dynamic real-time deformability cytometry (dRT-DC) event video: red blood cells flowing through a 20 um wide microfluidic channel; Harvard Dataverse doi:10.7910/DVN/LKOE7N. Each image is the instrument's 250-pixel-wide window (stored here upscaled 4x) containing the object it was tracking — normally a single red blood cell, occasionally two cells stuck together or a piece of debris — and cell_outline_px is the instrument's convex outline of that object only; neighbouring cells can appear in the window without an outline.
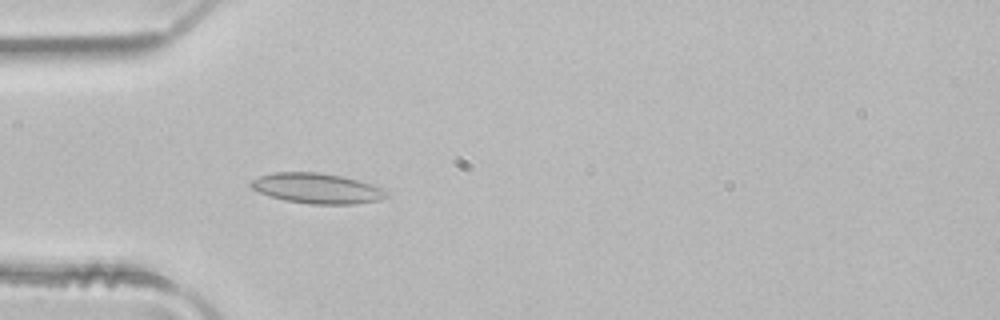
{"species": "common noctule bat (a hibernating species)", "species_latin": "Nyctalus noctula", "temperature_condition": "room temperature", "stored_images_in_passage": 44, "camera_frame_rate_fps": 3000, "um_per_image_px": 0.085, "animal": {"sex": "male", "body_mass_g": 21.5, "forearm_length_mm": 52.0}, "frame": {"image": 1, "passage_image": 9, "time_ms": 2.667, "image_size_px": [1000, 320], "cell_outline_px": [[388, 196], [380, 200], [356, 204], [312, 204], [284, 200], [260, 192], [252, 188], [248, 184], [252, 180], [260, 176], [272, 172], [320, 172], [344, 176], [388, 188]], "centroid_in_image_um": [27.02, 16.0], "position_along_channel_um": 58.0, "area_um2": 24.22}}
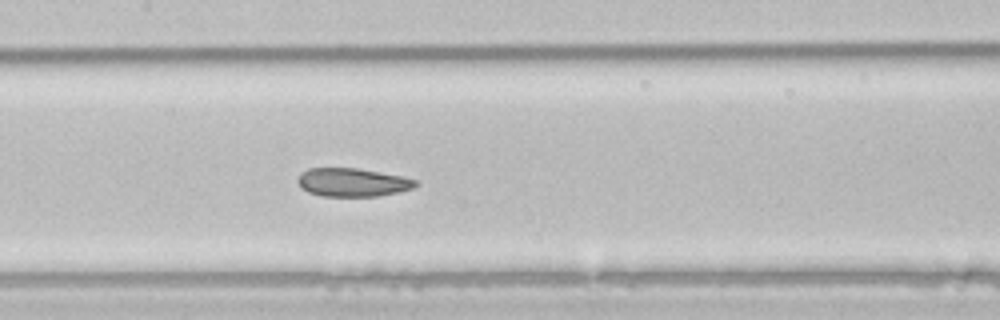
{"frame": {"image": 2, "passage_image": 18, "time_ms": 5.667, "image_size_px": [1000, 320], "cell_outline_px": [[420, 184], [412, 188], [400, 192], [376, 196], [320, 196], [308, 192], [300, 188], [296, 180], [296, 176], [300, 172], [308, 168], [360, 168], [404, 176], [416, 180]], "centroid_in_image_um": [29.94, 15.49], "position_along_channel_um": 177.5, "area_um2": 19.94}}
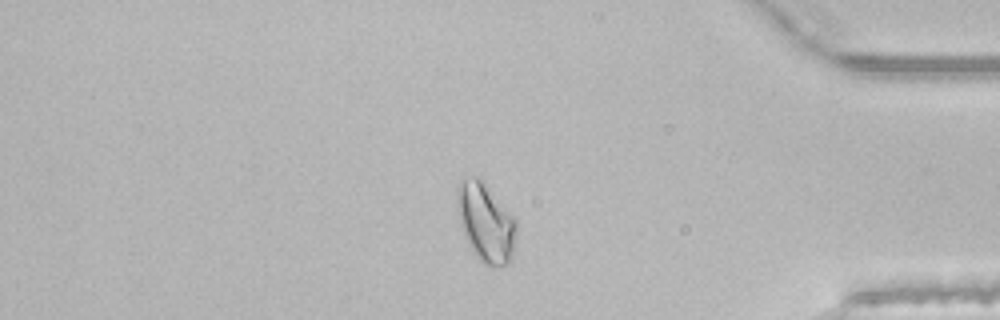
{"frame": {"image": 3, "passage_image": 36, "time_ms": 11.667, "image_size_px": [1000, 320], "cell_outline_px": [[516, 232], [512, 252], [508, 264], [484, 264], [472, 252], [468, 244], [460, 224], [456, 208], [456, 188], [464, 180], [472, 176], [476, 176], [484, 184], [516, 220]], "centroid_in_image_um": [41.24, 18.91], "position_along_channel_um": 394.0, "area_um2": 26.41}, "authors_computed_cell_mechanics": {"area_um2": 22.4264, "velocity_mm_per_s": 4.0986, "shape_relaxation_time_tau1_ms": null, "shape_relaxation_time_tau2_ms": 3.5966, "deformation_change_tau1": null, "deformation_change_tau2": 0.0794}}